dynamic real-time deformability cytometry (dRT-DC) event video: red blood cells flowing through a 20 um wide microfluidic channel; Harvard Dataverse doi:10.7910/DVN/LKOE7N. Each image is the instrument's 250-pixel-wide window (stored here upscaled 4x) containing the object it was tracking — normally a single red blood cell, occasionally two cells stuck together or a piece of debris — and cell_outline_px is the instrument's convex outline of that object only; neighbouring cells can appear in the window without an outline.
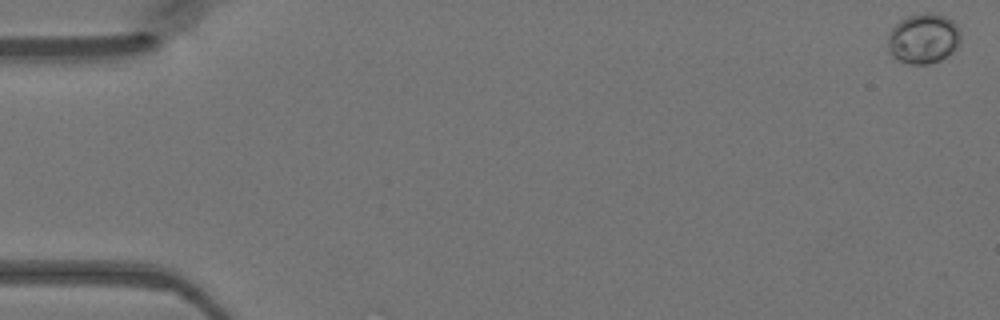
{"species": "Egyptian fruit bat (a non-hibernating species)", "species_latin": "Rousettus aegyptiacus", "temperature_condition": "warm", "stored_images_in_passage": 10, "camera_frame_rate_fps": 3000, "um_per_image_px": 0.085, "animal": {"sex": "female"}, "frame": {"image": 1, "passage_image": 1, "time_ms": 0.0, "image_size_px": [1000, 320], "cell_outline_px": [[960, 44], [952, 52], [940, 60], [928, 64], [908, 64], [892, 56], [888, 52], [888, 36], [892, 28], [900, 20], [908, 16], [920, 12], [928, 12], [944, 16], [952, 20], [956, 24], [960, 32]], "centroid_in_image_um": [78.49, 3.27], "position_along_channel_um": 6.5, "area_um2": 21.39}}